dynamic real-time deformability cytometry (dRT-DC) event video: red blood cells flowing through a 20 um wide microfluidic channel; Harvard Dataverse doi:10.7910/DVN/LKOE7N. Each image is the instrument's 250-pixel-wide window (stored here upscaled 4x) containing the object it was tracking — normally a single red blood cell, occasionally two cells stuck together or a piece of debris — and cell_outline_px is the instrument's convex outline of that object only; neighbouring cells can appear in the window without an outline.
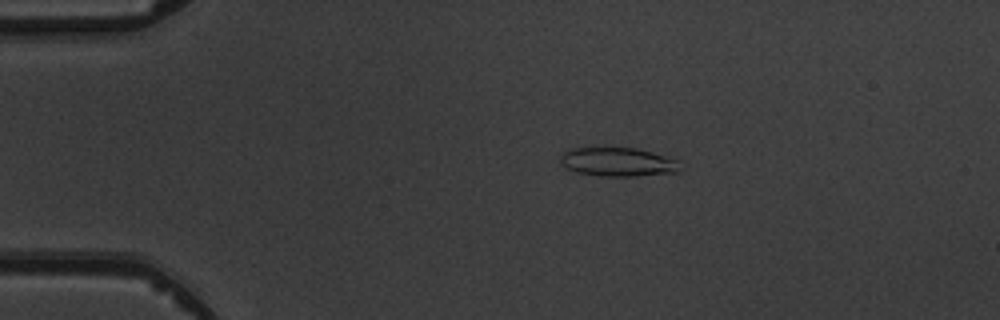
{"species": "common noctule bat (a hibernating species)", "species_latin": "Nyctalus noctula", "temperature_condition": "warm", "stored_images_in_passage": 4, "camera_frame_rate_fps": 3000, "um_per_image_px": 0.085, "animal": {"sex": "male", "body_mass_g": 19.5, "forearm_length_mm": 54.6}, "frame": {"image": 1, "passage_image": 2, "time_ms": 1.0, "image_size_px": [1000, 320], "cell_outline_px": [[676, 172], [636, 176], [600, 176], [576, 172], [560, 164], [560, 156], [564, 152], [572, 148], [636, 148], [652, 152], [676, 160]], "centroid_in_image_um": [52.43, 13.77], "position_along_channel_um": 32.6, "area_um2": 19.71}}
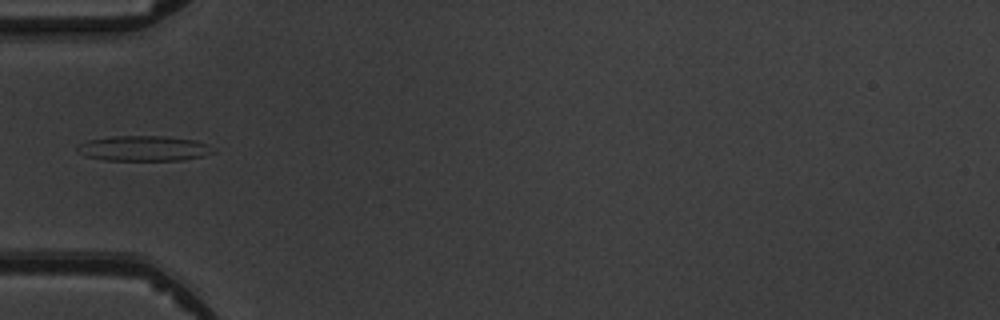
{"frame": {"image": 2, "passage_image": 4, "time_ms": 3.333, "image_size_px": [1000, 320], "cell_outline_px": [[216, 152], [204, 156], [184, 160], [104, 160], [88, 156], [80, 152], [76, 148], [80, 144], [88, 140], [112, 136], [164, 136], [196, 140], [204, 144]], "centroid_in_image_um": [12.24, 12.61], "position_along_channel_um": 72.8, "area_um2": 19.77}}